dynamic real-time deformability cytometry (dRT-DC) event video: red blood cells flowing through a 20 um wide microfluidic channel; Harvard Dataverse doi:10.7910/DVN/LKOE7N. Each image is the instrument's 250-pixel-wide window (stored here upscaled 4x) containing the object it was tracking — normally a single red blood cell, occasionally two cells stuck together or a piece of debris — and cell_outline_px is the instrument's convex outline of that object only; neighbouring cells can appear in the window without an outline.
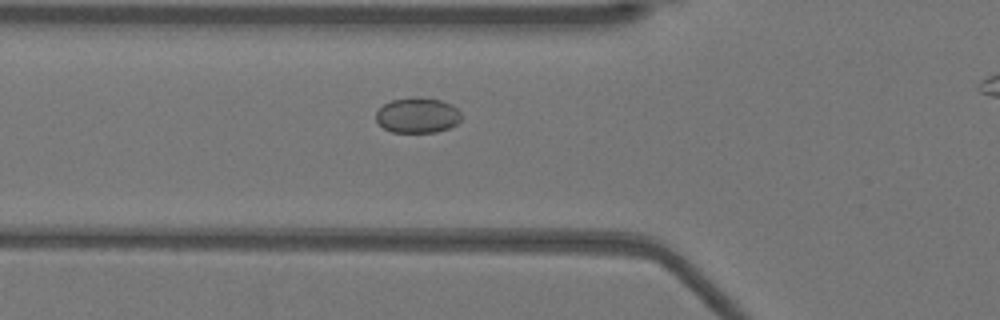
{"species": "Egyptian fruit bat (a non-hibernating species)", "species_latin": "Rousettus aegyptiacus", "temperature_condition": "warm", "stored_images_in_passage": 32, "camera_frame_rate_fps": 3000, "um_per_image_px": 0.085, "animal": {"sex": "female"}, "frame": {"image": 1, "passage_image": 4, "time_ms": 1.0, "image_size_px": [1000, 320], "cell_outline_px": [[464, 116], [456, 124], [448, 128], [436, 132], [392, 132], [384, 128], [376, 120], [376, 112], [384, 104], [392, 100], [412, 96], [416, 96], [440, 100], [452, 104]], "centroid_in_image_um": [35.51, 9.79], "position_along_channel_um": 90.3, "area_um2": 17.69}}
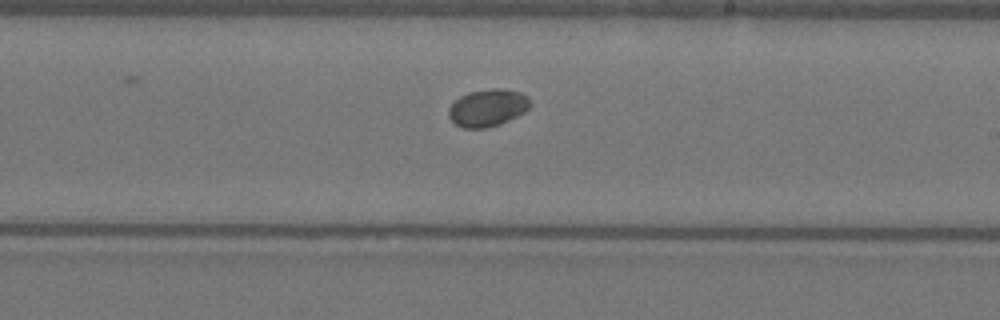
{"frame": {"image": 2, "passage_image": 16, "time_ms": 5.0, "image_size_px": [1000, 320], "cell_outline_px": [[532, 104], [524, 112], [500, 124], [484, 128], [464, 128], [456, 124], [448, 116], [448, 108], [460, 96], [468, 92], [492, 88], [500, 88], [520, 92], [528, 96]], "centroid_in_image_um": [41.46, 9.15], "position_along_channel_um": 247.5, "area_um2": 17.69}}
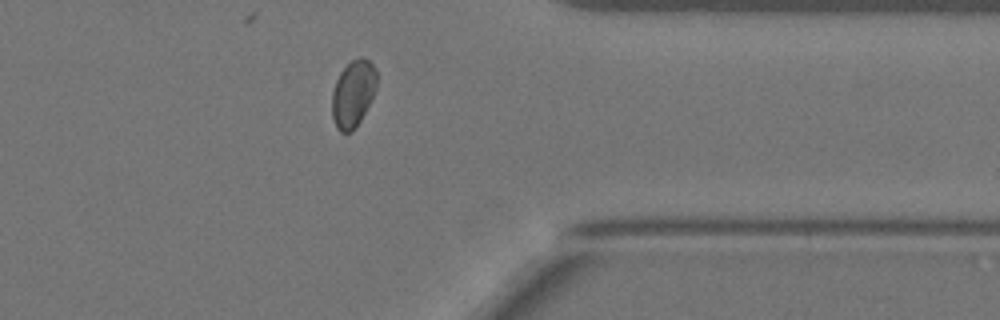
{"frame": {"image": 3, "passage_image": 27, "time_ms": 8.667, "image_size_px": [1000, 320], "cell_outline_px": [[376, 88], [372, 100], [360, 120], [352, 132], [340, 132], [336, 128], [332, 116], [332, 92], [336, 80], [340, 72], [352, 60], [360, 56], [368, 60], [376, 68]], "centroid_in_image_um": [30.01, 7.96], "position_along_channel_um": 381.4, "area_um2": 17.46}}